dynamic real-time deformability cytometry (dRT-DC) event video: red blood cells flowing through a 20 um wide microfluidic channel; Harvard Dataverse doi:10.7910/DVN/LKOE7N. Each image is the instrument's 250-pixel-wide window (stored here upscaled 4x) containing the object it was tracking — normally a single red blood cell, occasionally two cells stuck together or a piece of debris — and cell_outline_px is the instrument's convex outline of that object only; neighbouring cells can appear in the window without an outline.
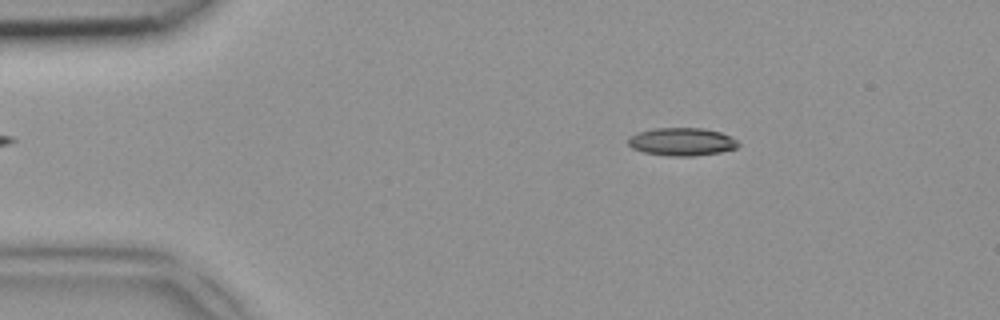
{"species": "common noctule bat (a hibernating species)", "species_latin": "Nyctalus noctula", "temperature_condition": "room temperature", "stored_images_in_passage": 44, "camera_frame_rate_fps": 3000, "um_per_image_px": 0.085, "animal": {"sex": "female", "body_mass_g": 18.4}, "frame": {"image": 1, "passage_image": 5, "time_ms": 1.333, "image_size_px": [1000, 320], "cell_outline_px": [[740, 144], [736, 148], [720, 152], [696, 156], [668, 156], [644, 152], [632, 148], [628, 144], [628, 136], [636, 132], [652, 128], [704, 128], [720, 132], [736, 140]], "centroid_in_image_um": [57.91, 12.04], "position_along_channel_um": 27.1, "area_um2": 18.03}}
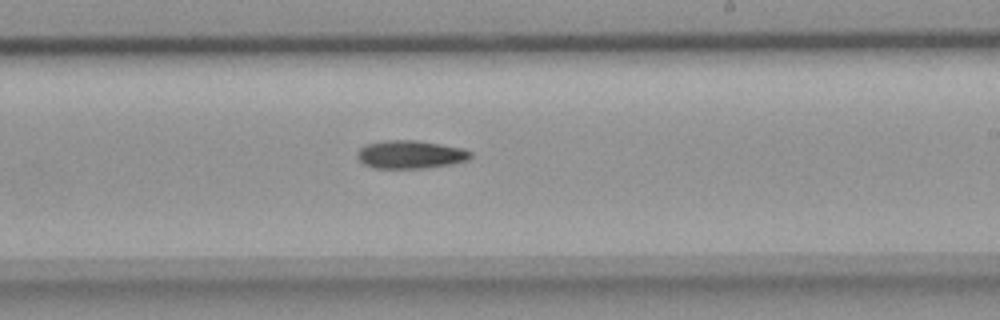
{"frame": {"image": 2, "passage_image": 25, "time_ms": 8.0, "image_size_px": [1000, 320], "cell_outline_px": [[472, 156], [468, 160], [452, 164], [428, 168], [372, 168], [364, 164], [356, 156], [356, 152], [364, 144], [384, 140], [416, 140], [464, 148], [472, 152]], "centroid_in_image_um": [34.88, 13.13], "position_along_channel_um": 254.1, "area_um2": 18.84}}
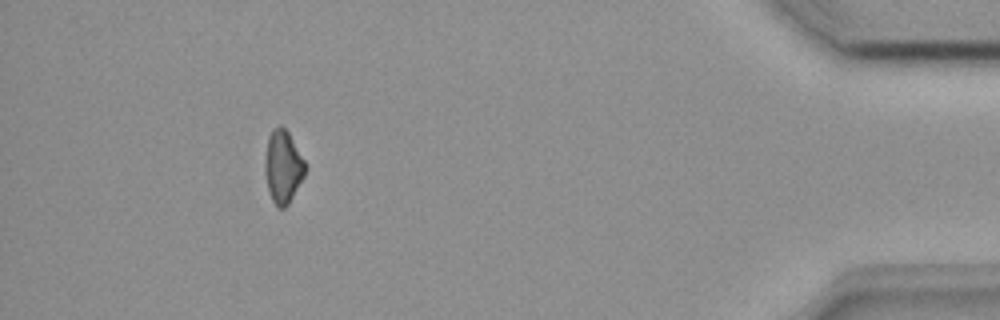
{"frame": {"image": 3, "passage_image": 40, "time_ms": 13.0, "image_size_px": [1000, 320], "cell_outline_px": [[308, 168], [304, 176], [288, 204], [284, 208], [276, 208], [272, 200], [268, 188], [264, 172], [264, 160], [268, 136], [272, 128], [280, 124], [288, 132], [304, 160]], "centroid_in_image_um": [24.04, 14.16], "position_along_channel_um": 411.2, "area_um2": 17.22}}